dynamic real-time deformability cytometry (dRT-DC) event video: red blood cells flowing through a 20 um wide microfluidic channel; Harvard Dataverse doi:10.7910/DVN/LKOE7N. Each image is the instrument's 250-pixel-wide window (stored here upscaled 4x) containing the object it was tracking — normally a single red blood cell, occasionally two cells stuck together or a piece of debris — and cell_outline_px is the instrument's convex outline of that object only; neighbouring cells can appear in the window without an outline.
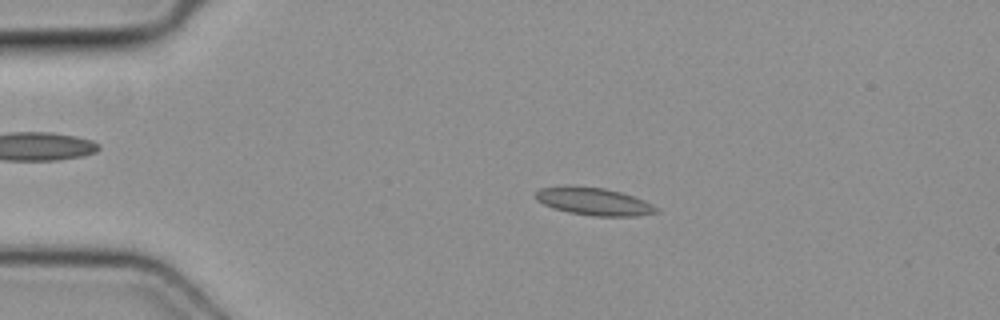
{"species": "common noctule bat (a hibernating species)", "species_latin": "Nyctalus noctula", "temperature_condition": "cold", "stored_images_in_passage": 4, "camera_frame_rate_fps": 3000, "um_per_image_px": 0.085, "animal": {"sex": "female", "body_mass_g": 19.3, "forearm_length_mm": 54.1}, "frame": {"image": 1, "passage_image": 3, "time_ms": 0.667, "image_size_px": [1000, 320], "cell_outline_px": [[660, 212], [636, 216], [592, 216], [568, 212], [552, 208], [536, 200], [532, 196], [540, 188], [604, 188], [620, 192], [644, 200], [660, 208]], "centroid_in_image_um": [50.53, 17.17], "position_along_channel_um": 34.5, "area_um2": 18.9}}